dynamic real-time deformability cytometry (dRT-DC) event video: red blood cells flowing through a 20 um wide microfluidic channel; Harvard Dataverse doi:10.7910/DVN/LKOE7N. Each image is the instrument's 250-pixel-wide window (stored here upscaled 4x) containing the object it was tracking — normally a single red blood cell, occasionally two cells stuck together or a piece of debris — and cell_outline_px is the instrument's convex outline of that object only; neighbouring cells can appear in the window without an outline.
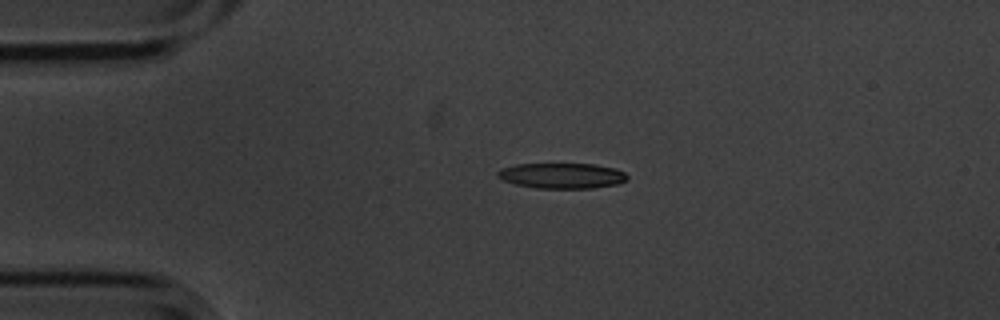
{"species": "common noctule bat (a hibernating species)", "species_latin": "Nyctalus noctula", "temperature_condition": "cold", "stored_images_in_passage": 2, "camera_frame_rate_fps": 3000, "um_per_image_px": 0.085, "animal": {"sex": "male", "body_mass_g": 20.1, "forearm_length_mm": 53.5}, "frame": {"image": 1, "passage_image": 1, "time_ms": 0.0, "image_size_px": [1000, 320], "cell_outline_px": [[628, 180], [616, 184], [592, 188], [536, 188], [516, 184], [504, 180], [496, 176], [496, 172], [500, 168], [516, 164], [596, 164], [616, 168], [624, 172], [628, 176]], "centroid_in_image_um": [47.77, 14.93], "position_along_channel_um": 37.2, "area_um2": 19.31}}